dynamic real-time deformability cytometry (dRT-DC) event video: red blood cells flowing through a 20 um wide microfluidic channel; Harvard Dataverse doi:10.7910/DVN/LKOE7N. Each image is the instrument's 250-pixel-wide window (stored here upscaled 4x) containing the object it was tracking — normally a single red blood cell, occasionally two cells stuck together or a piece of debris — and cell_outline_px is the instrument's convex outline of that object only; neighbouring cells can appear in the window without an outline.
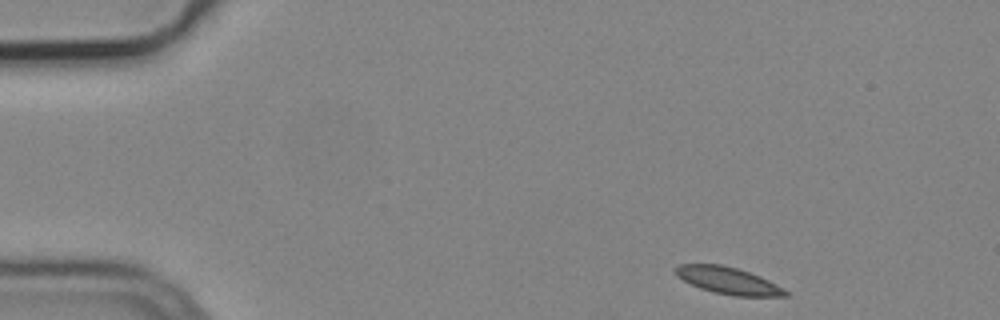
{"species": "common noctule bat (a hibernating species)", "species_latin": "Nyctalus noctula", "temperature_condition": "cold", "stored_images_in_passage": 4, "camera_frame_rate_fps": 3000, "um_per_image_px": 0.085, "animal": {"sex": "male", "body_mass_g": 19.2, "forearm_length_mm": 51.8}, "frame": {"image": 1, "passage_image": 1, "time_ms": 0.0, "image_size_px": [1000, 320], "cell_outline_px": [[788, 296], [732, 296], [700, 288], [676, 276], [672, 272], [672, 268], [680, 264], [720, 264], [736, 268], [760, 276], [784, 288], [788, 292]], "centroid_in_image_um": [61.86, 23.84], "position_along_channel_um": 23.1, "area_um2": 17.22}}